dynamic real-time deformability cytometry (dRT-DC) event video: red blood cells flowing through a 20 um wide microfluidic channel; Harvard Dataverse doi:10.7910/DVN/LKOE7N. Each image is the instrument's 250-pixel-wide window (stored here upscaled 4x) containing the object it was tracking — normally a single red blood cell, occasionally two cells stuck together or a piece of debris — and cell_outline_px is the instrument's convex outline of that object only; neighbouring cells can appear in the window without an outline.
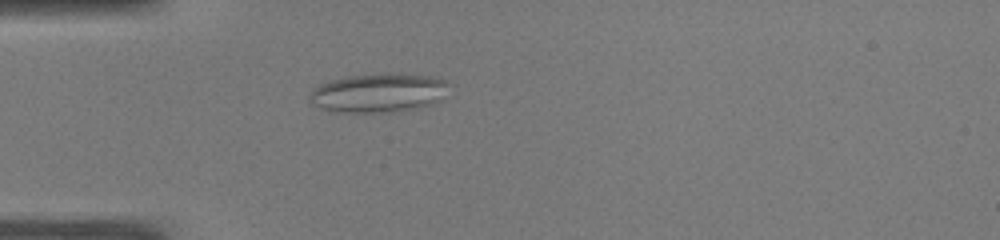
{"species": "common noctule bat (a hibernating species)", "species_latin": "Nyctalus noctula", "temperature_condition": "warm", "stored_images_in_passage": 49, "camera_frame_rate_fps": 3000, "um_per_image_px": 0.085, "animal": {"sex": "male", "body_mass_g": 19.0, "forearm_length_mm": 50.8}, "frame": {"image": 1, "passage_image": 14, "time_ms": 4.333, "image_size_px": [1000, 240], "cell_outline_px": [[452, 84], [440, 100], [416, 108], [392, 112], [332, 112], [320, 108], [312, 104], [308, 100], [308, 96], [312, 88], [320, 84], [344, 76], [384, 72], [396, 72], [440, 76]], "centroid_in_image_um": [32.19, 7.85], "position_along_channel_um": 52.8, "area_um2": 32.66}}
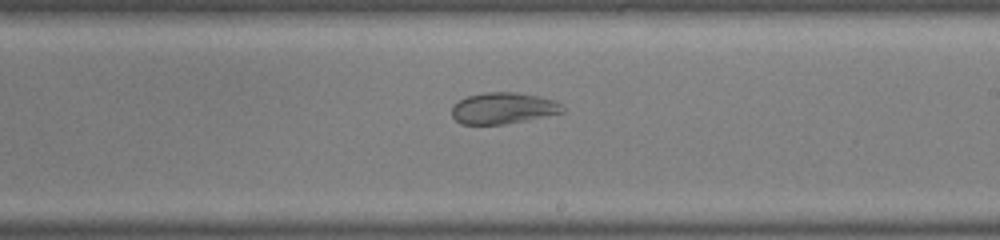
{"frame": {"image": 2, "passage_image": 29, "time_ms": 9.333, "image_size_px": [1000, 240], "cell_outline_px": [[564, 112], [504, 124], [460, 124], [452, 116], [452, 104], [468, 96], [484, 92], [516, 92], [556, 100], [564, 108]], "centroid_in_image_um": [42.74, 9.19], "position_along_channel_um": 246.3, "area_um2": 20.06}}
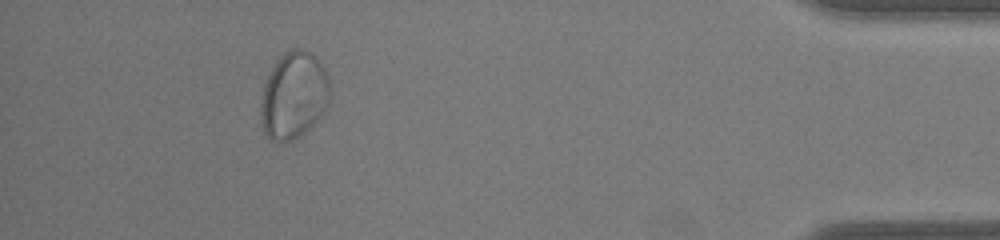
{"frame": {"image": 3, "passage_image": 45, "time_ms": 14.667, "image_size_px": [1000, 240], "cell_outline_px": [[328, 100], [324, 108], [316, 120], [300, 136], [284, 144], [280, 144], [272, 140], [264, 132], [260, 116], [260, 104], [264, 84], [276, 60], [284, 52], [292, 48], [300, 48], [316, 56], [324, 68], [328, 76]], "centroid_in_image_um": [24.92, 8.11], "position_along_channel_um": 410.3, "area_um2": 34.85}}